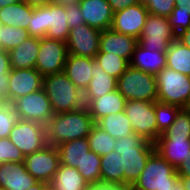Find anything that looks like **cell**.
Returning <instances> with one entry per match:
<instances>
[{"instance_id": "6da1fadb", "label": "cell", "mask_w": 190, "mask_h": 190, "mask_svg": "<svg viewBox=\"0 0 190 190\" xmlns=\"http://www.w3.org/2000/svg\"><path fill=\"white\" fill-rule=\"evenodd\" d=\"M96 124L87 107L54 114L44 125L47 144L57 147L61 143L87 138Z\"/></svg>"}, {"instance_id": "7a4b0ae2", "label": "cell", "mask_w": 190, "mask_h": 190, "mask_svg": "<svg viewBox=\"0 0 190 190\" xmlns=\"http://www.w3.org/2000/svg\"><path fill=\"white\" fill-rule=\"evenodd\" d=\"M114 150L122 157L124 183L131 187L140 176L149 156L155 151V145L134 133L116 139Z\"/></svg>"}, {"instance_id": "3957f363", "label": "cell", "mask_w": 190, "mask_h": 190, "mask_svg": "<svg viewBox=\"0 0 190 190\" xmlns=\"http://www.w3.org/2000/svg\"><path fill=\"white\" fill-rule=\"evenodd\" d=\"M65 6L48 5L34 7L31 21L28 25L30 37L61 40L67 42L70 28L67 23Z\"/></svg>"}, {"instance_id": "277c9868", "label": "cell", "mask_w": 190, "mask_h": 190, "mask_svg": "<svg viewBox=\"0 0 190 190\" xmlns=\"http://www.w3.org/2000/svg\"><path fill=\"white\" fill-rule=\"evenodd\" d=\"M42 88L54 114L79 110L86 106L84 93L69 80L64 71L43 77Z\"/></svg>"}, {"instance_id": "5b68a950", "label": "cell", "mask_w": 190, "mask_h": 190, "mask_svg": "<svg viewBox=\"0 0 190 190\" xmlns=\"http://www.w3.org/2000/svg\"><path fill=\"white\" fill-rule=\"evenodd\" d=\"M179 180L176 168L155 150L130 188L131 190H171Z\"/></svg>"}, {"instance_id": "8992f818", "label": "cell", "mask_w": 190, "mask_h": 190, "mask_svg": "<svg viewBox=\"0 0 190 190\" xmlns=\"http://www.w3.org/2000/svg\"><path fill=\"white\" fill-rule=\"evenodd\" d=\"M157 101L181 108L190 106V76L165 67L156 76Z\"/></svg>"}, {"instance_id": "52a82bcc", "label": "cell", "mask_w": 190, "mask_h": 190, "mask_svg": "<svg viewBox=\"0 0 190 190\" xmlns=\"http://www.w3.org/2000/svg\"><path fill=\"white\" fill-rule=\"evenodd\" d=\"M117 90L127 101H157L156 77L131 65L117 79Z\"/></svg>"}, {"instance_id": "ba28073f", "label": "cell", "mask_w": 190, "mask_h": 190, "mask_svg": "<svg viewBox=\"0 0 190 190\" xmlns=\"http://www.w3.org/2000/svg\"><path fill=\"white\" fill-rule=\"evenodd\" d=\"M124 113L130 119L132 131L135 134L152 143L159 138L155 117V101L128 100Z\"/></svg>"}, {"instance_id": "9c48e42d", "label": "cell", "mask_w": 190, "mask_h": 190, "mask_svg": "<svg viewBox=\"0 0 190 190\" xmlns=\"http://www.w3.org/2000/svg\"><path fill=\"white\" fill-rule=\"evenodd\" d=\"M175 39L167 17L148 14L138 43L152 52H166Z\"/></svg>"}, {"instance_id": "30bf717a", "label": "cell", "mask_w": 190, "mask_h": 190, "mask_svg": "<svg viewBox=\"0 0 190 190\" xmlns=\"http://www.w3.org/2000/svg\"><path fill=\"white\" fill-rule=\"evenodd\" d=\"M12 105L19 119L45 125L54 115L51 103L42 89L16 99Z\"/></svg>"}, {"instance_id": "8fae6325", "label": "cell", "mask_w": 190, "mask_h": 190, "mask_svg": "<svg viewBox=\"0 0 190 190\" xmlns=\"http://www.w3.org/2000/svg\"><path fill=\"white\" fill-rule=\"evenodd\" d=\"M68 57L66 42L42 37L35 69L43 76L64 71Z\"/></svg>"}, {"instance_id": "7c38bea8", "label": "cell", "mask_w": 190, "mask_h": 190, "mask_svg": "<svg viewBox=\"0 0 190 190\" xmlns=\"http://www.w3.org/2000/svg\"><path fill=\"white\" fill-rule=\"evenodd\" d=\"M8 138L24 156L48 145L44 125L28 120L19 119L17 124L13 126Z\"/></svg>"}, {"instance_id": "4fadbf2b", "label": "cell", "mask_w": 190, "mask_h": 190, "mask_svg": "<svg viewBox=\"0 0 190 190\" xmlns=\"http://www.w3.org/2000/svg\"><path fill=\"white\" fill-rule=\"evenodd\" d=\"M24 164L26 170L38 182L49 184L60 165L58 150L55 146L48 144L41 150L26 155Z\"/></svg>"}, {"instance_id": "5bb4252c", "label": "cell", "mask_w": 190, "mask_h": 190, "mask_svg": "<svg viewBox=\"0 0 190 190\" xmlns=\"http://www.w3.org/2000/svg\"><path fill=\"white\" fill-rule=\"evenodd\" d=\"M101 32L85 23L70 29L66 42L68 55L95 58L100 51Z\"/></svg>"}, {"instance_id": "9a60e30c", "label": "cell", "mask_w": 190, "mask_h": 190, "mask_svg": "<svg viewBox=\"0 0 190 190\" xmlns=\"http://www.w3.org/2000/svg\"><path fill=\"white\" fill-rule=\"evenodd\" d=\"M148 14L146 7L139 3L129 6L113 14L111 29L139 39Z\"/></svg>"}, {"instance_id": "2e32d148", "label": "cell", "mask_w": 190, "mask_h": 190, "mask_svg": "<svg viewBox=\"0 0 190 190\" xmlns=\"http://www.w3.org/2000/svg\"><path fill=\"white\" fill-rule=\"evenodd\" d=\"M43 76L35 69L11 68L9 75V104L16 99L42 89Z\"/></svg>"}, {"instance_id": "e0dca14e", "label": "cell", "mask_w": 190, "mask_h": 190, "mask_svg": "<svg viewBox=\"0 0 190 190\" xmlns=\"http://www.w3.org/2000/svg\"><path fill=\"white\" fill-rule=\"evenodd\" d=\"M137 45V38L118 33L109 28L101 32L99 53L117 55L126 59L130 63Z\"/></svg>"}, {"instance_id": "ac0fdd59", "label": "cell", "mask_w": 190, "mask_h": 190, "mask_svg": "<svg viewBox=\"0 0 190 190\" xmlns=\"http://www.w3.org/2000/svg\"><path fill=\"white\" fill-rule=\"evenodd\" d=\"M78 5L85 24L100 31L111 28L114 13L107 0H81Z\"/></svg>"}, {"instance_id": "d6986e66", "label": "cell", "mask_w": 190, "mask_h": 190, "mask_svg": "<svg viewBox=\"0 0 190 190\" xmlns=\"http://www.w3.org/2000/svg\"><path fill=\"white\" fill-rule=\"evenodd\" d=\"M36 182L26 170L24 162H5L0 165V187L7 190H27Z\"/></svg>"}, {"instance_id": "ffe728a7", "label": "cell", "mask_w": 190, "mask_h": 190, "mask_svg": "<svg viewBox=\"0 0 190 190\" xmlns=\"http://www.w3.org/2000/svg\"><path fill=\"white\" fill-rule=\"evenodd\" d=\"M155 150L176 169L190 154V138L159 137Z\"/></svg>"}, {"instance_id": "44dd1931", "label": "cell", "mask_w": 190, "mask_h": 190, "mask_svg": "<svg viewBox=\"0 0 190 190\" xmlns=\"http://www.w3.org/2000/svg\"><path fill=\"white\" fill-rule=\"evenodd\" d=\"M93 58L68 55L64 73L83 93L93 78Z\"/></svg>"}, {"instance_id": "7402d4cb", "label": "cell", "mask_w": 190, "mask_h": 190, "mask_svg": "<svg viewBox=\"0 0 190 190\" xmlns=\"http://www.w3.org/2000/svg\"><path fill=\"white\" fill-rule=\"evenodd\" d=\"M126 102L127 100L124 96L116 89L99 98L90 99L86 103V107L94 121L97 122L100 118L108 114L123 112Z\"/></svg>"}, {"instance_id": "603a6c76", "label": "cell", "mask_w": 190, "mask_h": 190, "mask_svg": "<svg viewBox=\"0 0 190 190\" xmlns=\"http://www.w3.org/2000/svg\"><path fill=\"white\" fill-rule=\"evenodd\" d=\"M40 47V38L29 37L19 46L8 52L11 68L29 69L35 68Z\"/></svg>"}, {"instance_id": "cb8c5ba5", "label": "cell", "mask_w": 190, "mask_h": 190, "mask_svg": "<svg viewBox=\"0 0 190 190\" xmlns=\"http://www.w3.org/2000/svg\"><path fill=\"white\" fill-rule=\"evenodd\" d=\"M166 52L149 51L143 48L139 43L136 46L130 65L143 72L156 76L163 68L166 67Z\"/></svg>"}, {"instance_id": "d4e9b609", "label": "cell", "mask_w": 190, "mask_h": 190, "mask_svg": "<svg viewBox=\"0 0 190 190\" xmlns=\"http://www.w3.org/2000/svg\"><path fill=\"white\" fill-rule=\"evenodd\" d=\"M93 78L84 91L85 104L117 89V79L107 74L93 58Z\"/></svg>"}, {"instance_id": "484cf974", "label": "cell", "mask_w": 190, "mask_h": 190, "mask_svg": "<svg viewBox=\"0 0 190 190\" xmlns=\"http://www.w3.org/2000/svg\"><path fill=\"white\" fill-rule=\"evenodd\" d=\"M60 164L68 167H81L86 154L90 151L87 138L67 141L57 147Z\"/></svg>"}, {"instance_id": "4316f807", "label": "cell", "mask_w": 190, "mask_h": 190, "mask_svg": "<svg viewBox=\"0 0 190 190\" xmlns=\"http://www.w3.org/2000/svg\"><path fill=\"white\" fill-rule=\"evenodd\" d=\"M89 184L74 167L60 164L49 183L51 190H86Z\"/></svg>"}, {"instance_id": "83f0119b", "label": "cell", "mask_w": 190, "mask_h": 190, "mask_svg": "<svg viewBox=\"0 0 190 190\" xmlns=\"http://www.w3.org/2000/svg\"><path fill=\"white\" fill-rule=\"evenodd\" d=\"M33 9L34 7L24 1L2 7L0 8V25L28 29Z\"/></svg>"}, {"instance_id": "f1b7e54d", "label": "cell", "mask_w": 190, "mask_h": 190, "mask_svg": "<svg viewBox=\"0 0 190 190\" xmlns=\"http://www.w3.org/2000/svg\"><path fill=\"white\" fill-rule=\"evenodd\" d=\"M96 124L109 133L114 139H120L127 135H133L132 124L123 112L108 114L100 118Z\"/></svg>"}, {"instance_id": "f546056e", "label": "cell", "mask_w": 190, "mask_h": 190, "mask_svg": "<svg viewBox=\"0 0 190 190\" xmlns=\"http://www.w3.org/2000/svg\"><path fill=\"white\" fill-rule=\"evenodd\" d=\"M166 66L190 76V48L175 39L166 51Z\"/></svg>"}, {"instance_id": "4dcf8cb0", "label": "cell", "mask_w": 190, "mask_h": 190, "mask_svg": "<svg viewBox=\"0 0 190 190\" xmlns=\"http://www.w3.org/2000/svg\"><path fill=\"white\" fill-rule=\"evenodd\" d=\"M100 180L124 183V167L121 155L113 150L101 156Z\"/></svg>"}, {"instance_id": "1f68e13d", "label": "cell", "mask_w": 190, "mask_h": 190, "mask_svg": "<svg viewBox=\"0 0 190 190\" xmlns=\"http://www.w3.org/2000/svg\"><path fill=\"white\" fill-rule=\"evenodd\" d=\"M90 150L99 156L106 155L114 150L115 141L109 133L95 124L87 135Z\"/></svg>"}, {"instance_id": "d6a6232c", "label": "cell", "mask_w": 190, "mask_h": 190, "mask_svg": "<svg viewBox=\"0 0 190 190\" xmlns=\"http://www.w3.org/2000/svg\"><path fill=\"white\" fill-rule=\"evenodd\" d=\"M94 59L107 74L116 79H118L130 65L126 59L110 53H98Z\"/></svg>"}, {"instance_id": "836d02e7", "label": "cell", "mask_w": 190, "mask_h": 190, "mask_svg": "<svg viewBox=\"0 0 190 190\" xmlns=\"http://www.w3.org/2000/svg\"><path fill=\"white\" fill-rule=\"evenodd\" d=\"M180 109L181 107L174 104L155 101V117L158 127V137L174 123Z\"/></svg>"}, {"instance_id": "e575fe53", "label": "cell", "mask_w": 190, "mask_h": 190, "mask_svg": "<svg viewBox=\"0 0 190 190\" xmlns=\"http://www.w3.org/2000/svg\"><path fill=\"white\" fill-rule=\"evenodd\" d=\"M0 32L1 49L7 52L19 46L24 40L30 37L28 30L21 27L0 25Z\"/></svg>"}, {"instance_id": "d590c367", "label": "cell", "mask_w": 190, "mask_h": 190, "mask_svg": "<svg viewBox=\"0 0 190 190\" xmlns=\"http://www.w3.org/2000/svg\"><path fill=\"white\" fill-rule=\"evenodd\" d=\"M159 137L190 138V108H181L174 123Z\"/></svg>"}, {"instance_id": "8d00e7d4", "label": "cell", "mask_w": 190, "mask_h": 190, "mask_svg": "<svg viewBox=\"0 0 190 190\" xmlns=\"http://www.w3.org/2000/svg\"><path fill=\"white\" fill-rule=\"evenodd\" d=\"M100 161L101 156L90 150L86 154L82 166L76 168L89 185L97 184L100 181Z\"/></svg>"}, {"instance_id": "74e56055", "label": "cell", "mask_w": 190, "mask_h": 190, "mask_svg": "<svg viewBox=\"0 0 190 190\" xmlns=\"http://www.w3.org/2000/svg\"><path fill=\"white\" fill-rule=\"evenodd\" d=\"M19 117L14 110V106L3 103L0 106V138H8L13 126L17 124Z\"/></svg>"}, {"instance_id": "f35d334b", "label": "cell", "mask_w": 190, "mask_h": 190, "mask_svg": "<svg viewBox=\"0 0 190 190\" xmlns=\"http://www.w3.org/2000/svg\"><path fill=\"white\" fill-rule=\"evenodd\" d=\"M11 65L8 52L0 49V100L9 103V75Z\"/></svg>"}, {"instance_id": "ab89813d", "label": "cell", "mask_w": 190, "mask_h": 190, "mask_svg": "<svg viewBox=\"0 0 190 190\" xmlns=\"http://www.w3.org/2000/svg\"><path fill=\"white\" fill-rule=\"evenodd\" d=\"M138 3L145 6L149 14L161 17H168L175 7V0H138Z\"/></svg>"}, {"instance_id": "60d3db41", "label": "cell", "mask_w": 190, "mask_h": 190, "mask_svg": "<svg viewBox=\"0 0 190 190\" xmlns=\"http://www.w3.org/2000/svg\"><path fill=\"white\" fill-rule=\"evenodd\" d=\"M25 156L9 138H0V165L5 162H24Z\"/></svg>"}, {"instance_id": "b9f144b4", "label": "cell", "mask_w": 190, "mask_h": 190, "mask_svg": "<svg viewBox=\"0 0 190 190\" xmlns=\"http://www.w3.org/2000/svg\"><path fill=\"white\" fill-rule=\"evenodd\" d=\"M167 18L176 36L190 27V14L188 12L178 11V7H174L172 13Z\"/></svg>"}, {"instance_id": "7bdbcfd3", "label": "cell", "mask_w": 190, "mask_h": 190, "mask_svg": "<svg viewBox=\"0 0 190 190\" xmlns=\"http://www.w3.org/2000/svg\"><path fill=\"white\" fill-rule=\"evenodd\" d=\"M67 23L70 29L84 24V17L79 9V5L65 7Z\"/></svg>"}, {"instance_id": "ee69618b", "label": "cell", "mask_w": 190, "mask_h": 190, "mask_svg": "<svg viewBox=\"0 0 190 190\" xmlns=\"http://www.w3.org/2000/svg\"><path fill=\"white\" fill-rule=\"evenodd\" d=\"M86 190H131V188L126 183L100 180L97 184H90Z\"/></svg>"}, {"instance_id": "f6af8a7d", "label": "cell", "mask_w": 190, "mask_h": 190, "mask_svg": "<svg viewBox=\"0 0 190 190\" xmlns=\"http://www.w3.org/2000/svg\"><path fill=\"white\" fill-rule=\"evenodd\" d=\"M113 13L138 4V0H107Z\"/></svg>"}, {"instance_id": "bcb514c9", "label": "cell", "mask_w": 190, "mask_h": 190, "mask_svg": "<svg viewBox=\"0 0 190 190\" xmlns=\"http://www.w3.org/2000/svg\"><path fill=\"white\" fill-rule=\"evenodd\" d=\"M176 170L179 178L190 176V154L186 159H184V162H182Z\"/></svg>"}, {"instance_id": "7dc6e473", "label": "cell", "mask_w": 190, "mask_h": 190, "mask_svg": "<svg viewBox=\"0 0 190 190\" xmlns=\"http://www.w3.org/2000/svg\"><path fill=\"white\" fill-rule=\"evenodd\" d=\"M176 39L184 46L190 48V27L176 36Z\"/></svg>"}, {"instance_id": "c3c4849f", "label": "cell", "mask_w": 190, "mask_h": 190, "mask_svg": "<svg viewBox=\"0 0 190 190\" xmlns=\"http://www.w3.org/2000/svg\"><path fill=\"white\" fill-rule=\"evenodd\" d=\"M175 7H178V11H184L190 14V0H175Z\"/></svg>"}, {"instance_id": "681fc988", "label": "cell", "mask_w": 190, "mask_h": 190, "mask_svg": "<svg viewBox=\"0 0 190 190\" xmlns=\"http://www.w3.org/2000/svg\"><path fill=\"white\" fill-rule=\"evenodd\" d=\"M81 2V0H52V3L55 5H61V6H73L78 5Z\"/></svg>"}, {"instance_id": "f907efd6", "label": "cell", "mask_w": 190, "mask_h": 190, "mask_svg": "<svg viewBox=\"0 0 190 190\" xmlns=\"http://www.w3.org/2000/svg\"><path fill=\"white\" fill-rule=\"evenodd\" d=\"M26 2L31 7H40L44 5H48L52 2V0H22Z\"/></svg>"}, {"instance_id": "816d5d0a", "label": "cell", "mask_w": 190, "mask_h": 190, "mask_svg": "<svg viewBox=\"0 0 190 190\" xmlns=\"http://www.w3.org/2000/svg\"><path fill=\"white\" fill-rule=\"evenodd\" d=\"M49 189V184L45 182H36L33 186H31L27 190H48Z\"/></svg>"}, {"instance_id": "f5cc1de1", "label": "cell", "mask_w": 190, "mask_h": 190, "mask_svg": "<svg viewBox=\"0 0 190 190\" xmlns=\"http://www.w3.org/2000/svg\"><path fill=\"white\" fill-rule=\"evenodd\" d=\"M180 180L183 183L185 190H190V176H185L183 178H180Z\"/></svg>"}, {"instance_id": "db71d44e", "label": "cell", "mask_w": 190, "mask_h": 190, "mask_svg": "<svg viewBox=\"0 0 190 190\" xmlns=\"http://www.w3.org/2000/svg\"><path fill=\"white\" fill-rule=\"evenodd\" d=\"M22 0H0V8L5 7L10 4L18 3Z\"/></svg>"}, {"instance_id": "11a10c76", "label": "cell", "mask_w": 190, "mask_h": 190, "mask_svg": "<svg viewBox=\"0 0 190 190\" xmlns=\"http://www.w3.org/2000/svg\"><path fill=\"white\" fill-rule=\"evenodd\" d=\"M171 190H185L182 181L179 180Z\"/></svg>"}, {"instance_id": "9f6ffc18", "label": "cell", "mask_w": 190, "mask_h": 190, "mask_svg": "<svg viewBox=\"0 0 190 190\" xmlns=\"http://www.w3.org/2000/svg\"><path fill=\"white\" fill-rule=\"evenodd\" d=\"M0 49H1V32H0Z\"/></svg>"}, {"instance_id": "6f0895ef", "label": "cell", "mask_w": 190, "mask_h": 190, "mask_svg": "<svg viewBox=\"0 0 190 190\" xmlns=\"http://www.w3.org/2000/svg\"><path fill=\"white\" fill-rule=\"evenodd\" d=\"M0 190H7L6 188L0 187Z\"/></svg>"}]
</instances>
